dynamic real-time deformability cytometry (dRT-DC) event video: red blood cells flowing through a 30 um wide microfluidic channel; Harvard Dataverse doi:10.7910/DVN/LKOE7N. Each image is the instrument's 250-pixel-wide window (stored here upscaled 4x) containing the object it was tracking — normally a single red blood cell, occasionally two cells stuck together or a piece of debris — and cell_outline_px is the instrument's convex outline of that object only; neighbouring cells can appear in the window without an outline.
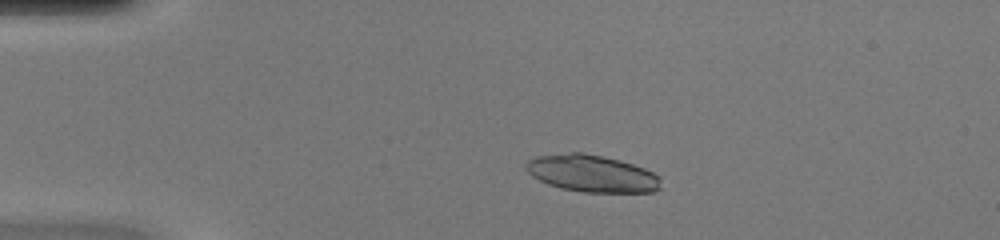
{"species": "common noctule bat (a hibernating species)", "species_latin": "Nyctalus noctula", "temperature_condition": "warm", "stored_images_in_passage": 45, "camera_frame_rate_fps": 3000, "um_per_image_px": 0.085, "animal": {"sex": "female", "body_mass_g": 20.0, "forearm_length_mm": 54.0}, "frame": {"image": 1, "passage_image": 7, "time_ms": 2.0, "image_size_px": [1000, 240], "cell_outline_px": [[660, 188], [656, 192], [584, 192], [560, 188], [548, 184], [532, 176], [524, 168], [524, 164], [528, 160], [536, 156], [568, 152], [580, 152], [604, 156], [620, 160], [644, 168], [660, 176]], "centroid_in_image_um": [50.3, 14.74], "position_along_channel_um": 34.7, "area_um2": 29.3}}